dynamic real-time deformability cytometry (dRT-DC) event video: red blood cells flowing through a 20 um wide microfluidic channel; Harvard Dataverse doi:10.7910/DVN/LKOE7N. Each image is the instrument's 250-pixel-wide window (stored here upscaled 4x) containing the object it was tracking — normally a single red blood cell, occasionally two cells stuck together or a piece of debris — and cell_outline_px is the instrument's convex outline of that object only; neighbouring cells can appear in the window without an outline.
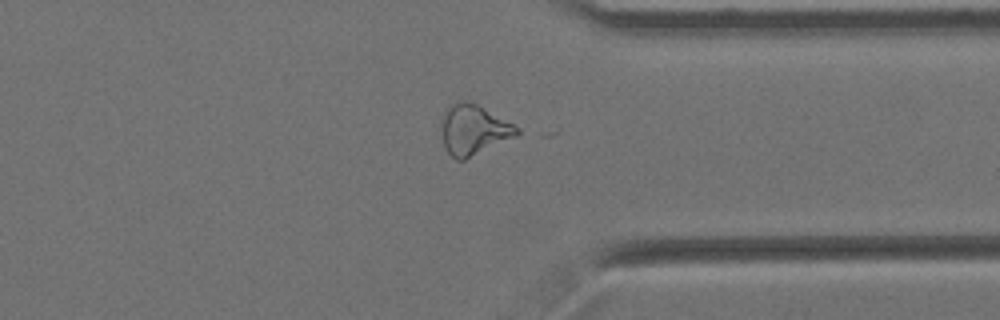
{"species": "Egyptian fruit bat (a non-hibernating species)", "species_latin": "Rousettus aegyptiacus", "temperature_condition": "cold", "stored_images_in_passage": 47, "camera_frame_rate_fps": 3000, "um_per_image_px": 0.085, "animal": {"sex": "female"}, "frame": {"image": 1, "passage_image": 44, "time_ms": 14.333, "image_size_px": [1000, 320], "cell_outline_px": [[520, 132], [516, 136], [464, 160], [456, 160], [448, 152], [444, 144], [440, 120], [448, 108], [456, 100], [468, 100], [476, 104], [520, 128]], "centroid_in_image_um": [40.23, 11.02], "position_along_channel_um": 371.2, "area_um2": 21.79}}